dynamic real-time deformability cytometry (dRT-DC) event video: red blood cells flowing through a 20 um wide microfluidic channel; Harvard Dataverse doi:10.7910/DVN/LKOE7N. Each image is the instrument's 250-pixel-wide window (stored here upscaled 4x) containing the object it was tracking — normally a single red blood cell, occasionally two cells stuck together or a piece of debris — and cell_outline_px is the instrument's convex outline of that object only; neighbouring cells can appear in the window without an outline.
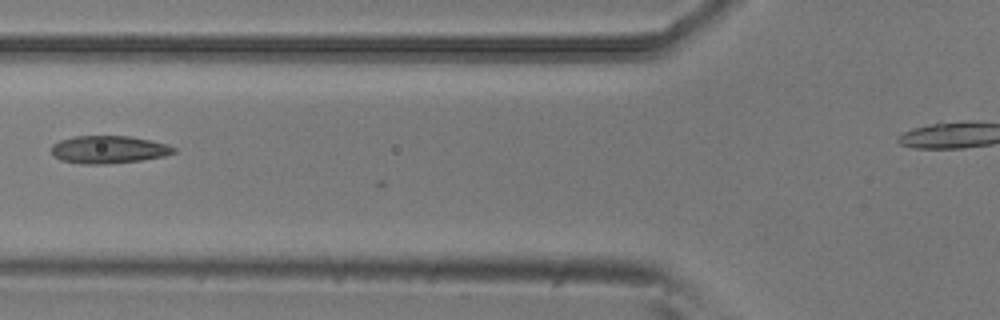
{"species": "common noctule bat (a hibernating species)", "species_latin": "Nyctalus noctula", "temperature_condition": "room temperature", "stored_images_in_passage": 7, "camera_frame_rate_fps": 3000, "um_per_image_px": 0.085, "animal": {"sex": "male", "body_mass_g": 20.5, "forearm_length_mm": 52.5}, "frame": {"image": 1, "passage_image": 3, "time_ms": 0.667, "image_size_px": [1000, 320], "cell_outline_px": [[176, 152], [164, 156], [140, 160], [104, 164], [80, 164], [60, 160], [52, 152], [52, 144], [60, 140], [76, 136], [132, 136], [168, 144], [176, 148]], "centroid_in_image_um": [9.25, 12.71], "position_along_channel_um": 116.6, "area_um2": 19.71}}
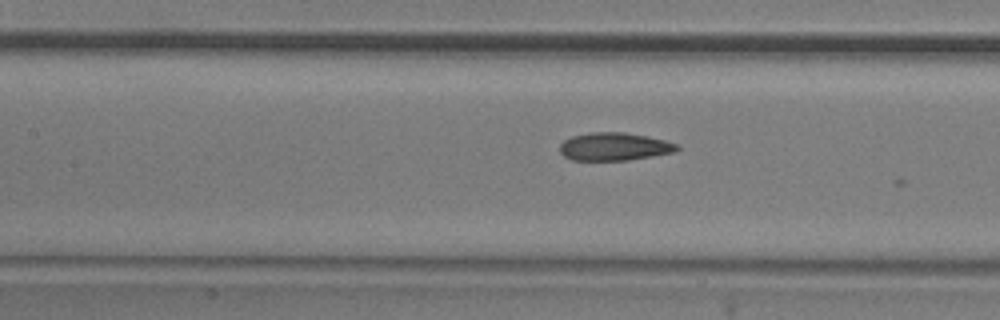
{"frame": {"image": 2, "passage_image": 6, "time_ms": 1.667, "image_size_px": [1000, 320], "cell_outline_px": [[680, 148], [676, 152], [628, 160], [572, 160], [564, 156], [560, 152], [560, 144], [564, 140], [572, 136], [592, 132], [624, 132], [648, 136], [680, 144]], "centroid_in_image_um": [52.25, 12.46], "position_along_channel_um": 155.2, "area_um2": 19.19}}